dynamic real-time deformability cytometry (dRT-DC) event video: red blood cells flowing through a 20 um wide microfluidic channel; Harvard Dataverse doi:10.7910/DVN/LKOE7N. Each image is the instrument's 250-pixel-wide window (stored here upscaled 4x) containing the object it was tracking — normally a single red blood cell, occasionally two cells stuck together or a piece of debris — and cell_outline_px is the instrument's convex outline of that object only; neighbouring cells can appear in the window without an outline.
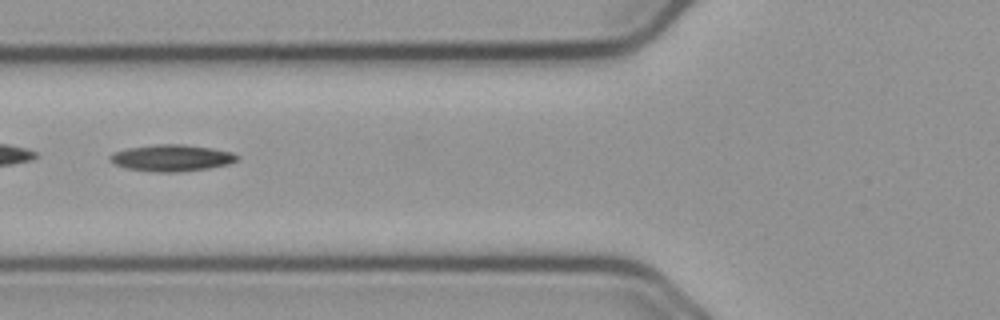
{"species": "common noctule bat (a hibernating species)", "species_latin": "Nyctalus noctula", "temperature_condition": "cold", "stored_images_in_passage": 50, "camera_frame_rate_fps": 3000, "um_per_image_px": 0.085, "animal": {"sex": "male", "body_mass_g": 23.1, "forearm_length_mm": 52.7}, "frame": {"image": 1, "passage_image": 16, "time_ms": 5.0, "image_size_px": [1000, 320], "cell_outline_px": [[240, 156], [236, 160], [228, 164], [208, 168], [180, 172], [156, 172], [128, 168], [116, 164], [108, 160], [108, 156], [112, 152], [128, 148], [156, 144], [184, 144], [212, 148], [232, 152]], "centroid_in_image_um": [14.58, 13.41], "position_along_channel_um": 111.2, "area_um2": 19.71}}
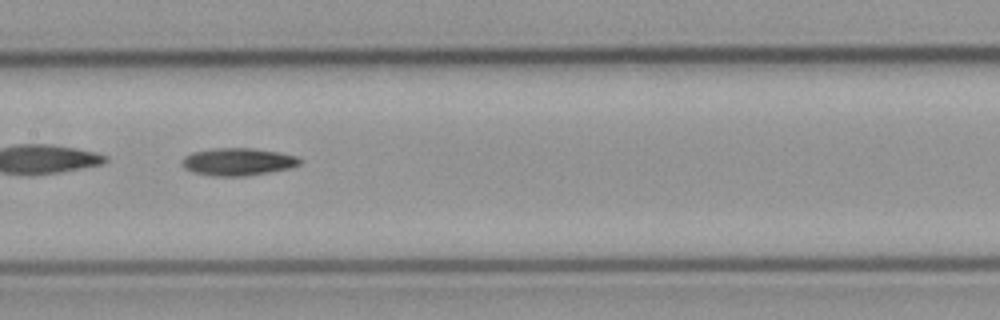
{"frame": {"image": 2, "passage_image": 22, "time_ms": 7.0, "image_size_px": [1000, 320], "cell_outline_px": [[300, 164], [288, 168], [268, 172], [244, 176], [212, 176], [192, 172], [184, 168], [180, 164], [180, 160], [184, 156], [192, 152], [212, 148], [252, 148], [280, 152], [296, 156], [300, 160]], "centroid_in_image_um": [20.14, 13.74], "position_along_channel_um": 187.3, "area_um2": 18.96}}
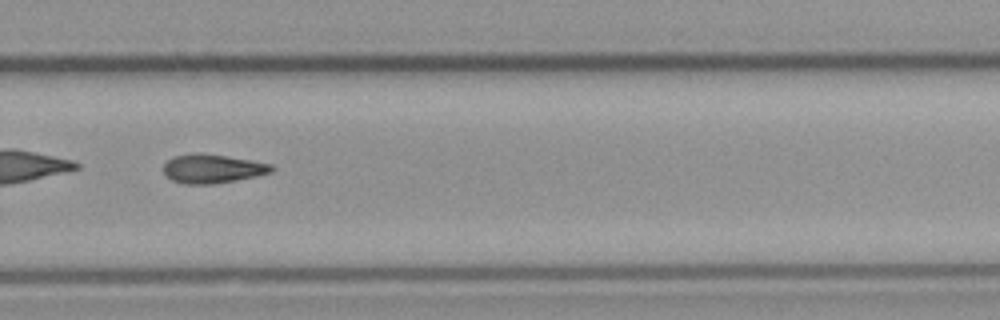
{"frame": {"image": 3, "passage_image": 32, "time_ms": 10.333, "image_size_px": [1000, 320], "cell_outline_px": [[272, 172], [256, 176], [212, 184], [184, 184], [172, 180], [164, 176], [164, 164], [172, 156], [224, 156], [252, 160], [272, 164]], "centroid_in_image_um": [18.06, 14.38], "position_along_channel_um": 311.7, "area_um2": 17.4}, "authors_computed_cell_mechanics": {"area_um2": 18.3226, "velocity_mm_per_s": 3.7621, "shape_relaxation_time_tau1_ms": 6.4789, "shape_relaxation_time_tau2_ms": null, "deformation_change_tau1": 0.1437, "deformation_change_tau2": null}}